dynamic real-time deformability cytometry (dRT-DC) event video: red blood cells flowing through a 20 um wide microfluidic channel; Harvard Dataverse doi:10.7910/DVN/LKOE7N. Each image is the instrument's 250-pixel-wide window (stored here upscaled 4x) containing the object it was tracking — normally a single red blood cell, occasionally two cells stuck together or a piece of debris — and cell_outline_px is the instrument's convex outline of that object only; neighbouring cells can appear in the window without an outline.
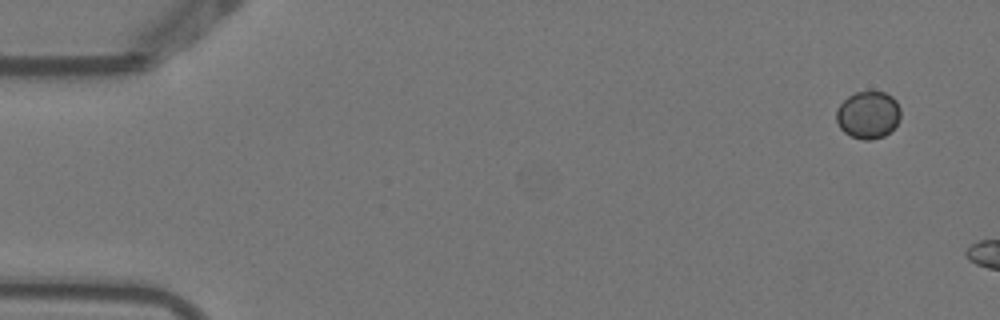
{"species": "Egyptian fruit bat (a non-hibernating species)", "species_latin": "Rousettus aegyptiacus", "temperature_condition": "warm", "stored_images_in_passage": 2, "camera_frame_rate_fps": 3000, "um_per_image_px": 0.085, "animal": {"sex": "female"}, "frame": {"image": 1, "passage_image": 1, "time_ms": 0.0, "image_size_px": [1000, 320], "cell_outline_px": [[900, 120], [884, 136], [872, 140], [864, 140], [852, 136], [844, 132], [840, 128], [836, 120], [836, 108], [848, 96], [856, 92], [884, 92], [892, 96], [896, 100], [900, 108]], "centroid_in_image_um": [73.78, 9.76], "position_along_channel_um": 11.2, "area_um2": 17.74}}